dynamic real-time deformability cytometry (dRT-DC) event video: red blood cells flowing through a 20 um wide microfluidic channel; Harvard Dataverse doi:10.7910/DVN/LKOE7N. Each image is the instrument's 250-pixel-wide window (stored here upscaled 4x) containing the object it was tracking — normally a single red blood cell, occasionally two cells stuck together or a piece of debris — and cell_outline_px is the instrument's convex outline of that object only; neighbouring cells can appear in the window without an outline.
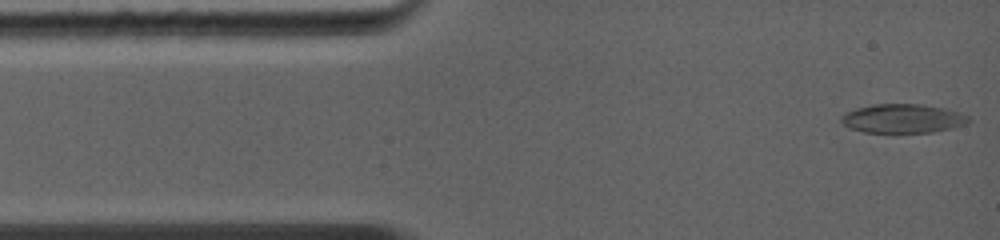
{"species": "common noctule bat (a hibernating species)", "species_latin": "Nyctalus noctula", "temperature_condition": "warm", "stored_images_in_passage": 40, "camera_frame_rate_fps": 5000, "um_per_image_px": 0.085, "animal": {"sex": "female", "body_mass_g": 19.0, "forearm_length_mm": 56.7}, "frame": {"image": 1, "passage_image": 1, "time_ms": 0.0, "image_size_px": [1000, 240], "cell_outline_px": [[972, 120], [964, 124], [952, 128], [932, 132], [892, 136], [864, 132], [848, 128], [840, 120], [840, 116], [844, 112], [856, 108], [872, 104], [924, 104], [944, 108], [960, 112], [968, 116]], "centroid_in_image_um": [76.69, 10.12], "position_along_channel_um": 8.3, "area_um2": 22.6}}
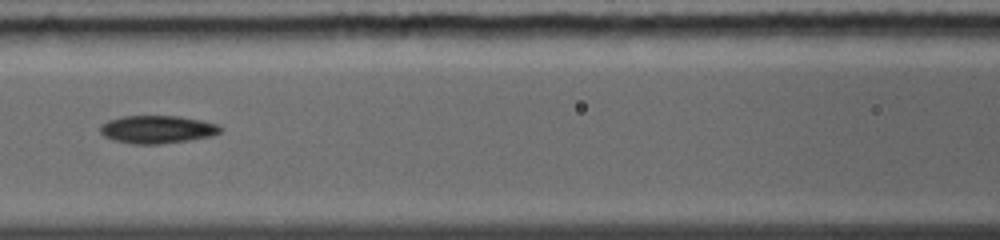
{"frame": {"image": 2, "passage_image": 17, "time_ms": 4.8, "image_size_px": [1000, 240], "cell_outline_px": [[220, 132], [212, 136], [188, 140], [160, 144], [132, 144], [112, 140], [104, 136], [100, 132], [100, 128], [108, 120], [124, 116], [176, 116], [200, 120], [216, 124], [220, 128]], "centroid_in_image_um": [13.33, 11.01], "position_along_channel_um": 153.3, "area_um2": 19.31}}
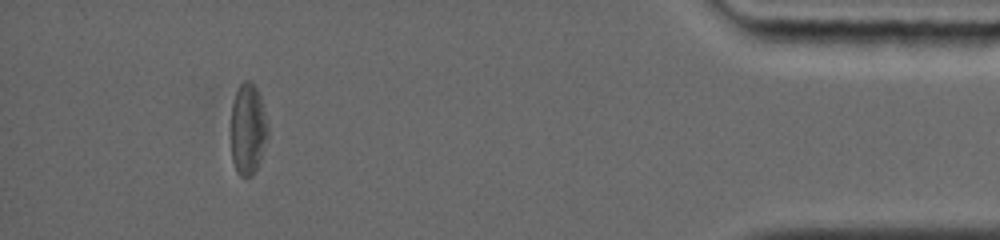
{"frame": {"image": 3, "passage_image": 35, "time_ms": 12.2, "image_size_px": [1000, 240], "cell_outline_px": [[268, 136], [260, 160], [252, 176], [240, 176], [236, 172], [232, 160], [232, 104], [236, 92], [240, 84], [244, 80], [252, 80], [260, 96], [268, 124]], "centroid_in_image_um": [21.08, 10.97], "position_along_channel_um": 414.1, "area_um2": 19.54}, "authors_computed_cell_mechanics": {"area_um2": 19.7387, "velocity_mm_per_s": 4.4269, "shape_relaxation_time_tau1_ms": 5.9723, "shape_relaxation_time_tau2_ms": null, "deformation_change_tau1": 0.1515, "deformation_change_tau2": null}}